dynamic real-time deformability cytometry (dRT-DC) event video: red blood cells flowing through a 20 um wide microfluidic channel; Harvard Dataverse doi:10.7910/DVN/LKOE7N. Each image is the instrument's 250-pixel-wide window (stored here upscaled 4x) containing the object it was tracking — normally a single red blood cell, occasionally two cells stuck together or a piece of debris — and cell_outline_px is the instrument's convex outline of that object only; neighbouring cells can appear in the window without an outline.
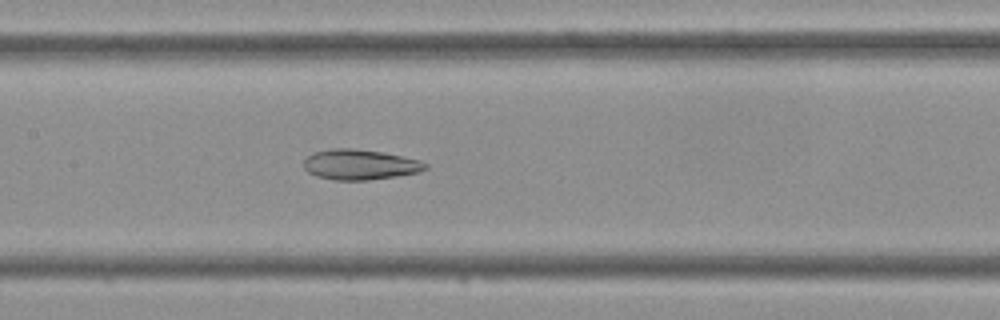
{"species": "Egyptian fruit bat (a non-hibernating species)", "species_latin": "Rousettus aegyptiacus", "temperature_condition": "cold", "stored_images_in_passage": 42, "camera_frame_rate_fps": 3000, "um_per_image_px": 0.085, "frame": {"image": 1, "passage_image": 19, "time_ms": 6.0, "image_size_px": [1000, 320], "cell_outline_px": [[428, 168], [420, 172], [396, 176], [368, 180], [336, 180], [316, 176], [308, 172], [304, 168], [304, 160], [312, 152], [332, 148], [352, 148], [380, 152], [420, 160], [428, 164]], "centroid_in_image_um": [30.58, 13.99], "position_along_channel_um": 176.8, "area_um2": 21.44}}
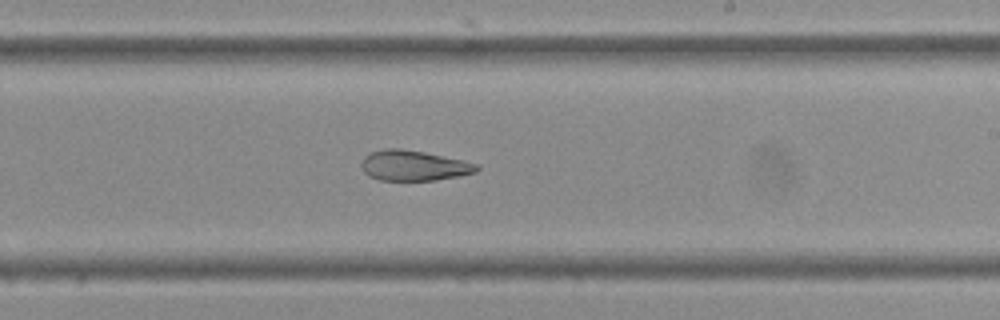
{"frame": {"image": 2, "passage_image": 24, "time_ms": 7.667, "image_size_px": [1000, 320], "cell_outline_px": [[480, 168], [476, 172], [456, 176], [432, 180], [380, 180], [368, 176], [364, 172], [360, 164], [364, 156], [372, 152], [384, 148], [400, 148], [424, 152], [464, 160], [476, 164]], "centroid_in_image_um": [35.13, 14.06], "position_along_channel_um": 253.9, "area_um2": 20.29}}
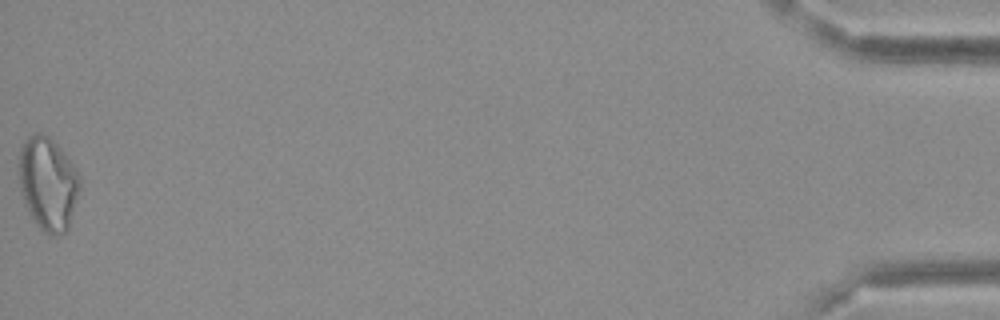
{"frame": {"image": 3, "passage_image": 42, "time_ms": 13.667, "image_size_px": [1000, 320], "cell_outline_px": [[80, 184], [68, 228], [64, 232], [56, 236], [48, 236], [40, 228], [28, 212], [24, 204], [20, 188], [20, 148], [24, 140], [28, 136], [36, 132], [40, 132], [48, 136], [60, 148], [72, 164], [80, 176]], "centroid_in_image_um": [4.06, 15.61], "position_along_channel_um": 431.1, "area_um2": 32.71}}